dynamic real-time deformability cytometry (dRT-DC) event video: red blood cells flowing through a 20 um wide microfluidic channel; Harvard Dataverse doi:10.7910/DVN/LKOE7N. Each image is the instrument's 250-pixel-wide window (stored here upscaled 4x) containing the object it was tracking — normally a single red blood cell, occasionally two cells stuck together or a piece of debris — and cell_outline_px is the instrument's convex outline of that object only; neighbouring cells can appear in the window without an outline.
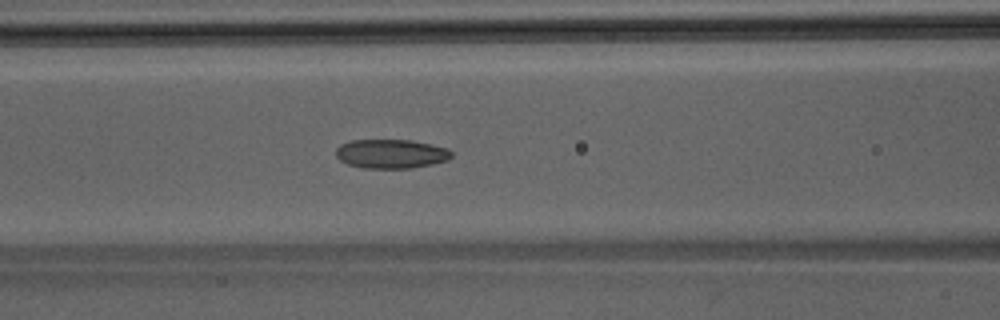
{"species": "Egyptian fruit bat (a non-hibernating species)", "species_latin": "Rousettus aegyptiacus", "temperature_condition": "room temperature", "stored_images_in_passage": 33, "camera_frame_rate_fps": 3000, "um_per_image_px": 0.085, "animal": {"sex": "male"}, "frame": {"image": 1, "passage_image": 6, "time_ms": 1.667, "image_size_px": [1000, 320], "cell_outline_px": [[452, 156], [448, 160], [432, 164], [412, 168], [364, 168], [348, 164], [340, 160], [336, 156], [336, 148], [340, 144], [352, 140], [412, 140], [432, 144], [448, 148], [452, 152]], "centroid_in_image_um": [33.26, 13.07], "position_along_channel_um": 133.3, "area_um2": 19.71}}
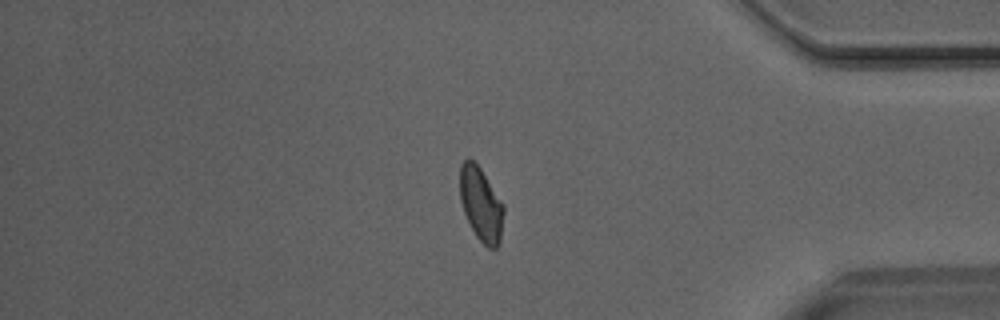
{"frame": {"image": 2, "passage_image": 26, "time_ms": 8.333, "image_size_px": [1000, 320], "cell_outline_px": [[504, 212], [500, 240], [496, 248], [488, 248], [476, 236], [464, 212], [460, 200], [460, 164], [468, 156], [480, 168], [504, 204]], "centroid_in_image_um": [40.88, 17.34], "position_along_channel_um": 394.3, "area_um2": 18.73}}
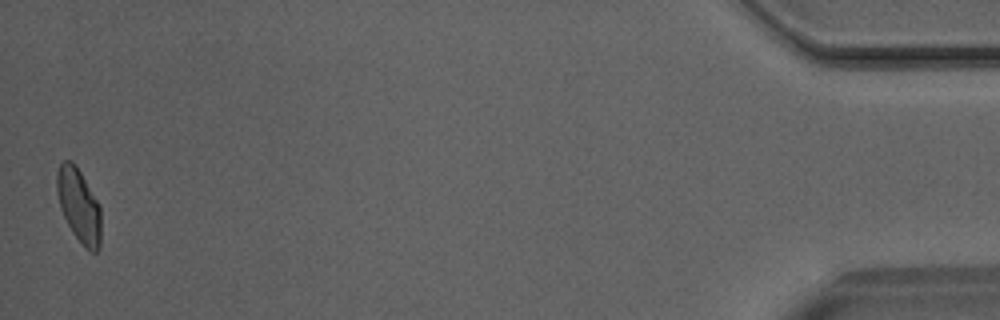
{"frame": {"image": 3, "passage_image": 33, "time_ms": 10.667, "image_size_px": [1000, 320], "cell_outline_px": [[100, 248], [96, 252], [92, 252], [84, 248], [72, 232], [60, 208], [56, 192], [56, 172], [60, 164], [64, 160], [72, 160], [76, 164], [100, 204]], "centroid_in_image_um": [6.7, 17.45], "position_along_channel_um": 428.5, "area_um2": 19.25}}